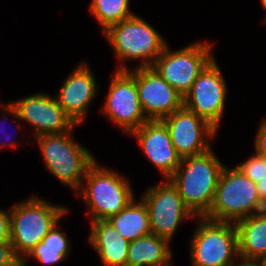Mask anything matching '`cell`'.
I'll use <instances>...</instances> for the list:
<instances>
[{
	"instance_id": "cell-1",
	"label": "cell",
	"mask_w": 266,
	"mask_h": 266,
	"mask_svg": "<svg viewBox=\"0 0 266 266\" xmlns=\"http://www.w3.org/2000/svg\"><path fill=\"white\" fill-rule=\"evenodd\" d=\"M211 148L205 153L184 157L168 178L177 188L184 205L197 217H204L213 203L224 168Z\"/></svg>"
},
{
	"instance_id": "cell-2",
	"label": "cell",
	"mask_w": 266,
	"mask_h": 266,
	"mask_svg": "<svg viewBox=\"0 0 266 266\" xmlns=\"http://www.w3.org/2000/svg\"><path fill=\"white\" fill-rule=\"evenodd\" d=\"M68 212L34 196L10 207V242L21 266H28L26 256Z\"/></svg>"
},
{
	"instance_id": "cell-3",
	"label": "cell",
	"mask_w": 266,
	"mask_h": 266,
	"mask_svg": "<svg viewBox=\"0 0 266 266\" xmlns=\"http://www.w3.org/2000/svg\"><path fill=\"white\" fill-rule=\"evenodd\" d=\"M117 173L105 166L103 168L98 161L87 169L81 186L75 194L84 199L89 209H87V215L92 218L91 222L107 220L118 214L134 199L133 187L127 181L128 179Z\"/></svg>"
},
{
	"instance_id": "cell-4",
	"label": "cell",
	"mask_w": 266,
	"mask_h": 266,
	"mask_svg": "<svg viewBox=\"0 0 266 266\" xmlns=\"http://www.w3.org/2000/svg\"><path fill=\"white\" fill-rule=\"evenodd\" d=\"M265 211L256 183L235 166H224L215 191L213 203L205 218L217 222L236 223Z\"/></svg>"
},
{
	"instance_id": "cell-5",
	"label": "cell",
	"mask_w": 266,
	"mask_h": 266,
	"mask_svg": "<svg viewBox=\"0 0 266 266\" xmlns=\"http://www.w3.org/2000/svg\"><path fill=\"white\" fill-rule=\"evenodd\" d=\"M73 131L40 135L35 139L48 172L76 193L96 158L88 148L74 141Z\"/></svg>"
},
{
	"instance_id": "cell-6",
	"label": "cell",
	"mask_w": 266,
	"mask_h": 266,
	"mask_svg": "<svg viewBox=\"0 0 266 266\" xmlns=\"http://www.w3.org/2000/svg\"><path fill=\"white\" fill-rule=\"evenodd\" d=\"M103 35L121 63L141 60L137 67H151L167 45L162 35L137 14L111 25Z\"/></svg>"
},
{
	"instance_id": "cell-7",
	"label": "cell",
	"mask_w": 266,
	"mask_h": 266,
	"mask_svg": "<svg viewBox=\"0 0 266 266\" xmlns=\"http://www.w3.org/2000/svg\"><path fill=\"white\" fill-rule=\"evenodd\" d=\"M190 240L192 266H233L238 254V233L235 223L217 222L205 217ZM235 256V258H234Z\"/></svg>"
},
{
	"instance_id": "cell-8",
	"label": "cell",
	"mask_w": 266,
	"mask_h": 266,
	"mask_svg": "<svg viewBox=\"0 0 266 266\" xmlns=\"http://www.w3.org/2000/svg\"><path fill=\"white\" fill-rule=\"evenodd\" d=\"M212 46L209 42L196 41L179 50L171 51L166 45L152 67L184 96L199 74L214 59Z\"/></svg>"
},
{
	"instance_id": "cell-9",
	"label": "cell",
	"mask_w": 266,
	"mask_h": 266,
	"mask_svg": "<svg viewBox=\"0 0 266 266\" xmlns=\"http://www.w3.org/2000/svg\"><path fill=\"white\" fill-rule=\"evenodd\" d=\"M0 108L3 114L11 113L14 120L30 124L34 137L64 133L78 126L58 104L55 96L44 93L32 94L9 104L1 103Z\"/></svg>"
},
{
	"instance_id": "cell-10",
	"label": "cell",
	"mask_w": 266,
	"mask_h": 266,
	"mask_svg": "<svg viewBox=\"0 0 266 266\" xmlns=\"http://www.w3.org/2000/svg\"><path fill=\"white\" fill-rule=\"evenodd\" d=\"M152 186L141 195L148 210L151 233L170 242L182 222L196 217L184 205L177 188L169 179Z\"/></svg>"
},
{
	"instance_id": "cell-11",
	"label": "cell",
	"mask_w": 266,
	"mask_h": 266,
	"mask_svg": "<svg viewBox=\"0 0 266 266\" xmlns=\"http://www.w3.org/2000/svg\"><path fill=\"white\" fill-rule=\"evenodd\" d=\"M227 87L214 58L183 96L184 107L195 112L219 130L225 109Z\"/></svg>"
},
{
	"instance_id": "cell-12",
	"label": "cell",
	"mask_w": 266,
	"mask_h": 266,
	"mask_svg": "<svg viewBox=\"0 0 266 266\" xmlns=\"http://www.w3.org/2000/svg\"><path fill=\"white\" fill-rule=\"evenodd\" d=\"M123 62L116 70H128L136 79L139 101L148 121L162 120L181 109L183 95L151 67L129 69Z\"/></svg>"
},
{
	"instance_id": "cell-13",
	"label": "cell",
	"mask_w": 266,
	"mask_h": 266,
	"mask_svg": "<svg viewBox=\"0 0 266 266\" xmlns=\"http://www.w3.org/2000/svg\"><path fill=\"white\" fill-rule=\"evenodd\" d=\"M112 77L102 112L130 134L148 121L139 101L136 79L128 70H116Z\"/></svg>"
},
{
	"instance_id": "cell-14",
	"label": "cell",
	"mask_w": 266,
	"mask_h": 266,
	"mask_svg": "<svg viewBox=\"0 0 266 266\" xmlns=\"http://www.w3.org/2000/svg\"><path fill=\"white\" fill-rule=\"evenodd\" d=\"M161 121L181 158L207 152L212 148L210 139L218 135V130L207 120L184 106Z\"/></svg>"
},
{
	"instance_id": "cell-15",
	"label": "cell",
	"mask_w": 266,
	"mask_h": 266,
	"mask_svg": "<svg viewBox=\"0 0 266 266\" xmlns=\"http://www.w3.org/2000/svg\"><path fill=\"white\" fill-rule=\"evenodd\" d=\"M130 136L136 137L146 158L168 179L181 163V156L172 144L169 131L161 120L147 121Z\"/></svg>"
},
{
	"instance_id": "cell-16",
	"label": "cell",
	"mask_w": 266,
	"mask_h": 266,
	"mask_svg": "<svg viewBox=\"0 0 266 266\" xmlns=\"http://www.w3.org/2000/svg\"><path fill=\"white\" fill-rule=\"evenodd\" d=\"M65 78L56 96L58 104L76 125L84 123L89 105L98 93V85L87 62H82Z\"/></svg>"
},
{
	"instance_id": "cell-17",
	"label": "cell",
	"mask_w": 266,
	"mask_h": 266,
	"mask_svg": "<svg viewBox=\"0 0 266 266\" xmlns=\"http://www.w3.org/2000/svg\"><path fill=\"white\" fill-rule=\"evenodd\" d=\"M89 243L99 254L104 266H126L129 241L107 220L91 222Z\"/></svg>"
},
{
	"instance_id": "cell-18",
	"label": "cell",
	"mask_w": 266,
	"mask_h": 266,
	"mask_svg": "<svg viewBox=\"0 0 266 266\" xmlns=\"http://www.w3.org/2000/svg\"><path fill=\"white\" fill-rule=\"evenodd\" d=\"M235 226L239 257L262 259L266 255V211L241 219Z\"/></svg>"
},
{
	"instance_id": "cell-19",
	"label": "cell",
	"mask_w": 266,
	"mask_h": 266,
	"mask_svg": "<svg viewBox=\"0 0 266 266\" xmlns=\"http://www.w3.org/2000/svg\"><path fill=\"white\" fill-rule=\"evenodd\" d=\"M170 242L155 234L131 241L126 266H163L171 264Z\"/></svg>"
},
{
	"instance_id": "cell-20",
	"label": "cell",
	"mask_w": 266,
	"mask_h": 266,
	"mask_svg": "<svg viewBox=\"0 0 266 266\" xmlns=\"http://www.w3.org/2000/svg\"><path fill=\"white\" fill-rule=\"evenodd\" d=\"M107 221L129 242L151 233L148 210L145 203L135 198L118 214Z\"/></svg>"
},
{
	"instance_id": "cell-21",
	"label": "cell",
	"mask_w": 266,
	"mask_h": 266,
	"mask_svg": "<svg viewBox=\"0 0 266 266\" xmlns=\"http://www.w3.org/2000/svg\"><path fill=\"white\" fill-rule=\"evenodd\" d=\"M58 223L38 243L27 257H34L39 263L45 265L57 264L66 260L70 252V241L66 232L62 233Z\"/></svg>"
},
{
	"instance_id": "cell-22",
	"label": "cell",
	"mask_w": 266,
	"mask_h": 266,
	"mask_svg": "<svg viewBox=\"0 0 266 266\" xmlns=\"http://www.w3.org/2000/svg\"><path fill=\"white\" fill-rule=\"evenodd\" d=\"M130 0H92L89 11L98 21L105 32L111 25L130 18L134 15L130 11Z\"/></svg>"
},
{
	"instance_id": "cell-23",
	"label": "cell",
	"mask_w": 266,
	"mask_h": 266,
	"mask_svg": "<svg viewBox=\"0 0 266 266\" xmlns=\"http://www.w3.org/2000/svg\"><path fill=\"white\" fill-rule=\"evenodd\" d=\"M236 166L255 183L266 178V159L257 153Z\"/></svg>"
},
{
	"instance_id": "cell-24",
	"label": "cell",
	"mask_w": 266,
	"mask_h": 266,
	"mask_svg": "<svg viewBox=\"0 0 266 266\" xmlns=\"http://www.w3.org/2000/svg\"><path fill=\"white\" fill-rule=\"evenodd\" d=\"M0 266H21V261L14 254L11 242L0 243Z\"/></svg>"
},
{
	"instance_id": "cell-25",
	"label": "cell",
	"mask_w": 266,
	"mask_h": 266,
	"mask_svg": "<svg viewBox=\"0 0 266 266\" xmlns=\"http://www.w3.org/2000/svg\"><path fill=\"white\" fill-rule=\"evenodd\" d=\"M254 141L255 153L266 159V118L260 123Z\"/></svg>"
},
{
	"instance_id": "cell-26",
	"label": "cell",
	"mask_w": 266,
	"mask_h": 266,
	"mask_svg": "<svg viewBox=\"0 0 266 266\" xmlns=\"http://www.w3.org/2000/svg\"><path fill=\"white\" fill-rule=\"evenodd\" d=\"M10 242V208L0 209V243Z\"/></svg>"
},
{
	"instance_id": "cell-27",
	"label": "cell",
	"mask_w": 266,
	"mask_h": 266,
	"mask_svg": "<svg viewBox=\"0 0 266 266\" xmlns=\"http://www.w3.org/2000/svg\"><path fill=\"white\" fill-rule=\"evenodd\" d=\"M241 262H238L236 260V262L234 263L233 266H264L263 263L261 262V260H257V259H245L242 257H239Z\"/></svg>"
},
{
	"instance_id": "cell-28",
	"label": "cell",
	"mask_w": 266,
	"mask_h": 266,
	"mask_svg": "<svg viewBox=\"0 0 266 266\" xmlns=\"http://www.w3.org/2000/svg\"><path fill=\"white\" fill-rule=\"evenodd\" d=\"M256 188L258 190L259 198L263 203L266 202V178L261 179L256 183Z\"/></svg>"
},
{
	"instance_id": "cell-29",
	"label": "cell",
	"mask_w": 266,
	"mask_h": 266,
	"mask_svg": "<svg viewBox=\"0 0 266 266\" xmlns=\"http://www.w3.org/2000/svg\"><path fill=\"white\" fill-rule=\"evenodd\" d=\"M5 122H6V121H4V123H5ZM5 124H6V123H5ZM0 130H1V128H0ZM1 131H2V130H1ZM6 134H7V132H6ZM7 136H8V137H7ZM10 137H11V135H10V134H7V135H6V138H7V139H5V140L8 141V140L10 139ZM5 140H4V141H5ZM11 141H12V140H11ZM11 141L9 140L10 143L8 144V143H6V142H1V140H0V149H1V148H4V146H7V144H8V146H9V145H12V146H13L12 148H14V147L16 148V146H17V145H16V142H14V141L11 142Z\"/></svg>"
},
{
	"instance_id": "cell-30",
	"label": "cell",
	"mask_w": 266,
	"mask_h": 266,
	"mask_svg": "<svg viewBox=\"0 0 266 266\" xmlns=\"http://www.w3.org/2000/svg\"><path fill=\"white\" fill-rule=\"evenodd\" d=\"M264 266H266V255L260 259Z\"/></svg>"
},
{
	"instance_id": "cell-31",
	"label": "cell",
	"mask_w": 266,
	"mask_h": 266,
	"mask_svg": "<svg viewBox=\"0 0 266 266\" xmlns=\"http://www.w3.org/2000/svg\"><path fill=\"white\" fill-rule=\"evenodd\" d=\"M261 4H262L263 8L266 9V0H261Z\"/></svg>"
},
{
	"instance_id": "cell-32",
	"label": "cell",
	"mask_w": 266,
	"mask_h": 266,
	"mask_svg": "<svg viewBox=\"0 0 266 266\" xmlns=\"http://www.w3.org/2000/svg\"><path fill=\"white\" fill-rule=\"evenodd\" d=\"M163 266H173V264L171 263V264H168V265H163Z\"/></svg>"
}]
</instances>
